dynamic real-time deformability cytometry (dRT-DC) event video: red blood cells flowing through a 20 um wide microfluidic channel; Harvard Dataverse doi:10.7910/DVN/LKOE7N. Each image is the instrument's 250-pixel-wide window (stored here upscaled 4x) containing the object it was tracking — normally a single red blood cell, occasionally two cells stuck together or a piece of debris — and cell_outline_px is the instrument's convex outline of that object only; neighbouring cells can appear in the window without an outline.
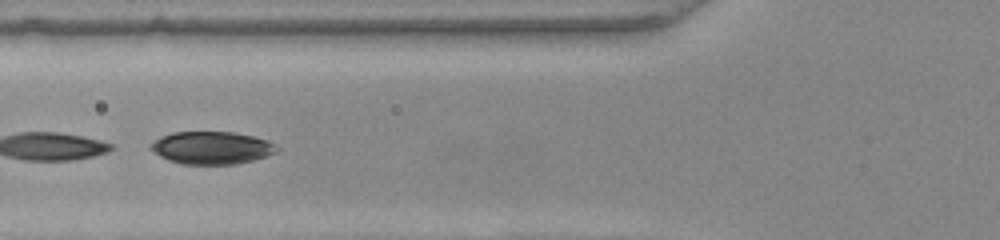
{"species": "common noctule bat (a hibernating species)", "species_latin": "Nyctalus noctula", "temperature_condition": "warm", "stored_images_in_passage": 11, "camera_frame_rate_fps": 3000, "um_per_image_px": 0.085, "animal": {"sex": "female", "body_mass_g": 22.0, "forearm_length_mm": 56.7}, "frame": {"image": 1, "passage_image": 5, "time_ms": 1.333, "image_size_px": [1000, 240], "cell_outline_px": [[280, 148], [276, 152], [252, 160], [236, 164], [180, 164], [168, 160], [160, 156], [148, 148], [148, 144], [152, 140], [160, 136], [172, 132], [232, 132], [252, 136], [264, 140]], "centroid_in_image_um": [17.89, 12.56], "position_along_channel_um": 107.9, "area_um2": 23.93}}